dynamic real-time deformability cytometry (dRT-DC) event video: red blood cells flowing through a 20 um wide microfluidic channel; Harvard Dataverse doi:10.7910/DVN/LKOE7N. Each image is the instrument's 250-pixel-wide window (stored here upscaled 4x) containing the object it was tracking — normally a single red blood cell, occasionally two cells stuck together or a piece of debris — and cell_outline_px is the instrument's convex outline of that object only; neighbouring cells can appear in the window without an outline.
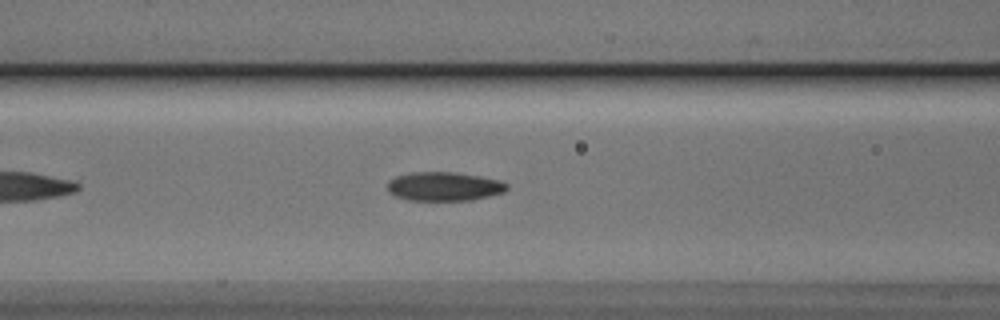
{"species": "Egyptian fruit bat (a non-hibernating species)", "species_latin": "Rousettus aegyptiacus", "temperature_condition": "cold", "stored_images_in_passage": 41, "camera_frame_rate_fps": 3000, "um_per_image_px": 0.085, "animal": {"sex": "male"}, "frame": {"image": 1, "passage_image": 10, "time_ms": 3.0, "image_size_px": [1000, 320], "cell_outline_px": [[508, 188], [504, 192], [472, 200], [408, 200], [396, 196], [388, 192], [388, 180], [396, 176], [412, 172], [456, 172], [480, 176], [500, 180], [508, 184]], "centroid_in_image_um": [37.75, 15.84], "position_along_channel_um": 128.9, "area_um2": 20.17}}
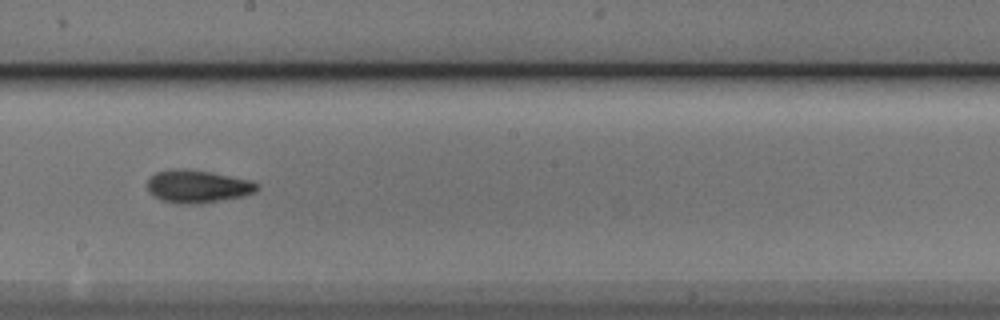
{"frame": {"image": 2, "passage_image": 18, "time_ms": 5.667, "image_size_px": [1000, 320], "cell_outline_px": [[260, 188], [256, 192], [244, 196], [200, 204], [180, 204], [160, 200], [148, 192], [148, 180], [156, 172], [168, 168], [184, 168], [212, 172], [248, 180], [260, 184]], "centroid_in_image_um": [16.79, 15.84], "position_along_channel_um": 231.4, "area_um2": 21.27}}
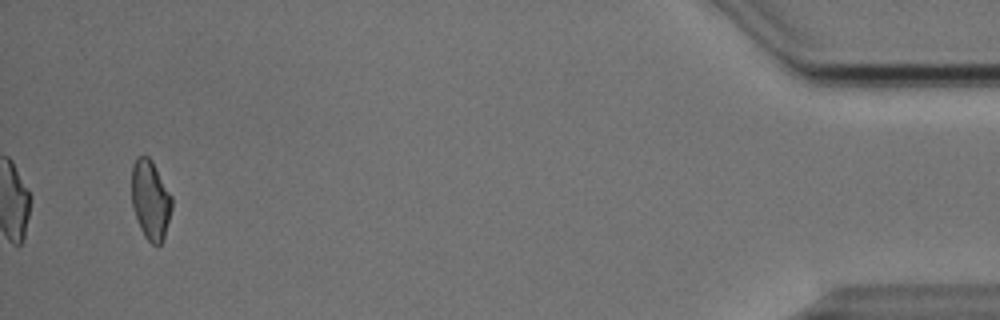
{"frame": {"image": 3, "passage_image": 39, "time_ms": 12.667, "image_size_px": [1000, 320], "cell_outline_px": [[172, 208], [164, 240], [156, 248], [144, 236], [140, 228], [132, 208], [132, 164], [136, 156], [148, 156], [152, 160], [172, 196]], "centroid_in_image_um": [12.79, 17.01], "position_along_channel_um": 422.4, "area_um2": 18.9}, "authors_computed_cell_mechanics": {"area_um2": 19.5942, "velocity_mm_per_s": 3.8437, "shape_relaxation_time_tau1_ms": 7.7784, "shape_relaxation_time_tau2_ms": 3.5595, "deformation_change_tau1": 0.1702, "deformation_change_tau2": 0.0958}}